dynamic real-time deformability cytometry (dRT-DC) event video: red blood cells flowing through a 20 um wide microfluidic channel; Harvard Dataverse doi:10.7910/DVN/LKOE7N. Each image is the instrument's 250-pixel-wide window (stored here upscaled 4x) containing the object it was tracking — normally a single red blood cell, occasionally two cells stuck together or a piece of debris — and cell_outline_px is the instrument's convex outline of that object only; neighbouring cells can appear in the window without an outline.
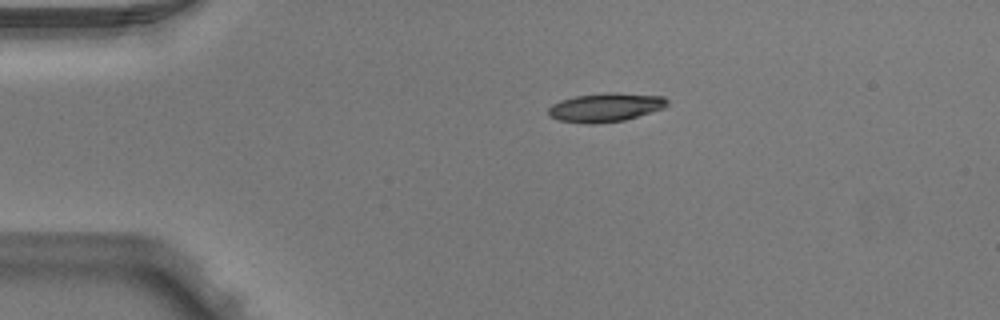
{"species": "Egyptian fruit bat (a non-hibernating species)", "species_latin": "Rousettus aegyptiacus", "temperature_condition": "warm", "stored_images_in_passage": 3, "camera_frame_rate_fps": 3000, "um_per_image_px": 0.085, "animal": {"sex": "male"}, "frame": {"image": 1, "passage_image": 2, "time_ms": 0.333, "image_size_px": [1000, 320], "cell_outline_px": [[668, 104], [664, 108], [624, 120], [592, 124], [588, 124], [560, 120], [548, 116], [548, 108], [552, 104], [560, 100], [576, 96], [608, 92], [616, 92], [664, 96], [668, 100]], "centroid_in_image_um": [51.47, 9.12], "position_along_channel_um": 33.5, "area_um2": 19.94}}
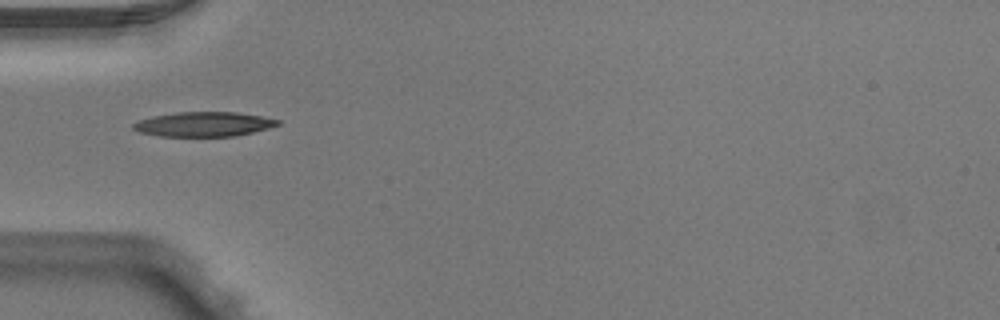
{"frame": {"image": 2, "passage_image": 3, "time_ms": 0.667, "image_size_px": [1000, 320], "cell_outline_px": [[280, 124], [268, 128], [236, 136], [160, 136], [140, 132], [132, 128], [132, 124], [140, 120], [152, 116], [176, 112], [236, 112], [260, 116], [280, 120]], "centroid_in_image_um": [17.31, 10.55], "position_along_channel_um": 67.7, "area_um2": 20.58}}